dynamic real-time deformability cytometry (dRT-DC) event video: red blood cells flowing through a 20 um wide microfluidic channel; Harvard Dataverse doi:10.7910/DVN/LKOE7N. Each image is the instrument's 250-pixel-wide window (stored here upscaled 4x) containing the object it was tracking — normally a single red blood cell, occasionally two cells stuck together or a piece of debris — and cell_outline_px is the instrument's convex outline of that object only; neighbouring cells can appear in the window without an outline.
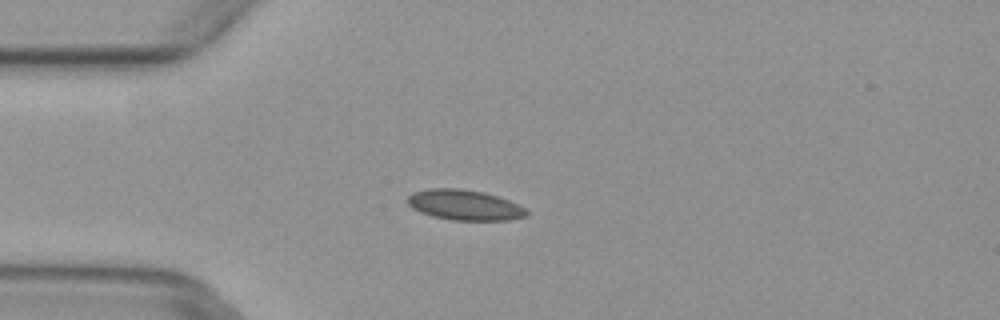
{"species": "common noctule bat (a hibernating species)", "species_latin": "Nyctalus noctula", "temperature_condition": "warm", "stored_images_in_passage": 4, "camera_frame_rate_fps": 3000, "um_per_image_px": 0.085, "animal": {"sex": "female", "body_mass_g": 29.2, "forearm_length_mm": 56.3}, "frame": {"image": 1, "passage_image": 4, "time_ms": 1.0, "image_size_px": [1000, 320], "cell_outline_px": [[528, 216], [508, 220], [452, 220], [432, 216], [420, 212], [412, 208], [404, 200], [412, 192], [428, 188], [460, 188], [484, 192], [508, 200], [528, 208]], "centroid_in_image_um": [39.47, 17.42], "position_along_channel_um": 45.5, "area_um2": 21.33}}